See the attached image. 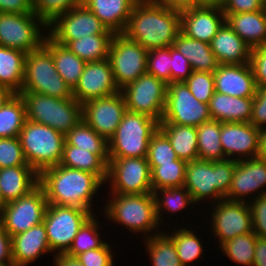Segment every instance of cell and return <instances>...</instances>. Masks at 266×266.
<instances>
[{"label": "cell", "mask_w": 266, "mask_h": 266, "mask_svg": "<svg viewBox=\"0 0 266 266\" xmlns=\"http://www.w3.org/2000/svg\"><path fill=\"white\" fill-rule=\"evenodd\" d=\"M181 13L151 0H138L123 34L146 50L172 46L181 32Z\"/></svg>", "instance_id": "cell-1"}, {"label": "cell", "mask_w": 266, "mask_h": 266, "mask_svg": "<svg viewBox=\"0 0 266 266\" xmlns=\"http://www.w3.org/2000/svg\"><path fill=\"white\" fill-rule=\"evenodd\" d=\"M104 184L93 173L62 165L45 169L39 174V185L48 204L83 208L92 215L93 196Z\"/></svg>", "instance_id": "cell-2"}, {"label": "cell", "mask_w": 266, "mask_h": 266, "mask_svg": "<svg viewBox=\"0 0 266 266\" xmlns=\"http://www.w3.org/2000/svg\"><path fill=\"white\" fill-rule=\"evenodd\" d=\"M236 163L233 159H198L187 162L183 186L189 191L195 203H201L204 199L217 203L228 194Z\"/></svg>", "instance_id": "cell-3"}, {"label": "cell", "mask_w": 266, "mask_h": 266, "mask_svg": "<svg viewBox=\"0 0 266 266\" xmlns=\"http://www.w3.org/2000/svg\"><path fill=\"white\" fill-rule=\"evenodd\" d=\"M110 197L113 198L111 200L109 198L105 203L106 207H103V214L108 218L107 220L127 227L131 233H140V235L144 233L143 239L160 233L159 230L157 231L160 224L156 215L153 193L112 194Z\"/></svg>", "instance_id": "cell-4"}, {"label": "cell", "mask_w": 266, "mask_h": 266, "mask_svg": "<svg viewBox=\"0 0 266 266\" xmlns=\"http://www.w3.org/2000/svg\"><path fill=\"white\" fill-rule=\"evenodd\" d=\"M27 164L38 174L59 165L65 135L50 126L26 120L18 136Z\"/></svg>", "instance_id": "cell-5"}, {"label": "cell", "mask_w": 266, "mask_h": 266, "mask_svg": "<svg viewBox=\"0 0 266 266\" xmlns=\"http://www.w3.org/2000/svg\"><path fill=\"white\" fill-rule=\"evenodd\" d=\"M26 120L50 126L66 135L82 120V104L74 97L60 99L36 92H20Z\"/></svg>", "instance_id": "cell-6"}, {"label": "cell", "mask_w": 266, "mask_h": 266, "mask_svg": "<svg viewBox=\"0 0 266 266\" xmlns=\"http://www.w3.org/2000/svg\"><path fill=\"white\" fill-rule=\"evenodd\" d=\"M158 128L159 122L154 118L127 110L108 140L109 158L147 157L151 136Z\"/></svg>", "instance_id": "cell-7"}, {"label": "cell", "mask_w": 266, "mask_h": 266, "mask_svg": "<svg viewBox=\"0 0 266 266\" xmlns=\"http://www.w3.org/2000/svg\"><path fill=\"white\" fill-rule=\"evenodd\" d=\"M21 92H36L60 99L73 97V90L56 71L52 54L43 45L26 55Z\"/></svg>", "instance_id": "cell-8"}, {"label": "cell", "mask_w": 266, "mask_h": 266, "mask_svg": "<svg viewBox=\"0 0 266 266\" xmlns=\"http://www.w3.org/2000/svg\"><path fill=\"white\" fill-rule=\"evenodd\" d=\"M40 25V26H39ZM47 25L34 13H0V46L28 54L44 42ZM41 29V30H40Z\"/></svg>", "instance_id": "cell-9"}, {"label": "cell", "mask_w": 266, "mask_h": 266, "mask_svg": "<svg viewBox=\"0 0 266 266\" xmlns=\"http://www.w3.org/2000/svg\"><path fill=\"white\" fill-rule=\"evenodd\" d=\"M92 214L83 208L48 204L43 223L51 253L65 254L80 227ZM57 250V251H56Z\"/></svg>", "instance_id": "cell-10"}, {"label": "cell", "mask_w": 266, "mask_h": 266, "mask_svg": "<svg viewBox=\"0 0 266 266\" xmlns=\"http://www.w3.org/2000/svg\"><path fill=\"white\" fill-rule=\"evenodd\" d=\"M147 53L148 50L141 44L129 39L123 33L113 35L108 59L119 90L147 73Z\"/></svg>", "instance_id": "cell-11"}, {"label": "cell", "mask_w": 266, "mask_h": 266, "mask_svg": "<svg viewBox=\"0 0 266 266\" xmlns=\"http://www.w3.org/2000/svg\"><path fill=\"white\" fill-rule=\"evenodd\" d=\"M48 202L38 184L25 196L6 203L0 211V226L12 237L43 222Z\"/></svg>", "instance_id": "cell-12"}, {"label": "cell", "mask_w": 266, "mask_h": 266, "mask_svg": "<svg viewBox=\"0 0 266 266\" xmlns=\"http://www.w3.org/2000/svg\"><path fill=\"white\" fill-rule=\"evenodd\" d=\"M168 84L145 73L121 91L127 110L154 118L159 123L166 105Z\"/></svg>", "instance_id": "cell-13"}, {"label": "cell", "mask_w": 266, "mask_h": 266, "mask_svg": "<svg viewBox=\"0 0 266 266\" xmlns=\"http://www.w3.org/2000/svg\"><path fill=\"white\" fill-rule=\"evenodd\" d=\"M108 181L111 194L153 193L151 169L146 157L109 158Z\"/></svg>", "instance_id": "cell-14"}, {"label": "cell", "mask_w": 266, "mask_h": 266, "mask_svg": "<svg viewBox=\"0 0 266 266\" xmlns=\"http://www.w3.org/2000/svg\"><path fill=\"white\" fill-rule=\"evenodd\" d=\"M48 36L56 43L65 46L69 41L88 35L114 34L83 3L66 13L58 15L47 25ZM50 28V30H49Z\"/></svg>", "instance_id": "cell-15"}, {"label": "cell", "mask_w": 266, "mask_h": 266, "mask_svg": "<svg viewBox=\"0 0 266 266\" xmlns=\"http://www.w3.org/2000/svg\"><path fill=\"white\" fill-rule=\"evenodd\" d=\"M211 119L209 104L198 101L184 82L168 84L165 111L160 123L198 127Z\"/></svg>", "instance_id": "cell-16"}, {"label": "cell", "mask_w": 266, "mask_h": 266, "mask_svg": "<svg viewBox=\"0 0 266 266\" xmlns=\"http://www.w3.org/2000/svg\"><path fill=\"white\" fill-rule=\"evenodd\" d=\"M210 229L218 244H222L229 239L239 235L253 232L252 214L248 202L220 200L211 204Z\"/></svg>", "instance_id": "cell-17"}, {"label": "cell", "mask_w": 266, "mask_h": 266, "mask_svg": "<svg viewBox=\"0 0 266 266\" xmlns=\"http://www.w3.org/2000/svg\"><path fill=\"white\" fill-rule=\"evenodd\" d=\"M127 111L120 92L82 104V119L107 141L114 135Z\"/></svg>", "instance_id": "cell-18"}, {"label": "cell", "mask_w": 266, "mask_h": 266, "mask_svg": "<svg viewBox=\"0 0 266 266\" xmlns=\"http://www.w3.org/2000/svg\"><path fill=\"white\" fill-rule=\"evenodd\" d=\"M120 92L115 83L109 59L88 62L78 84L73 89V97L81 104Z\"/></svg>", "instance_id": "cell-19"}, {"label": "cell", "mask_w": 266, "mask_h": 266, "mask_svg": "<svg viewBox=\"0 0 266 266\" xmlns=\"http://www.w3.org/2000/svg\"><path fill=\"white\" fill-rule=\"evenodd\" d=\"M220 141L227 159L239 161L258 156L259 129L250 122H222Z\"/></svg>", "instance_id": "cell-20"}, {"label": "cell", "mask_w": 266, "mask_h": 266, "mask_svg": "<svg viewBox=\"0 0 266 266\" xmlns=\"http://www.w3.org/2000/svg\"><path fill=\"white\" fill-rule=\"evenodd\" d=\"M265 185L266 160L259 157L239 160L236 163L230 188L225 199L248 202V199L247 201L245 200L246 195L250 197V195L254 194L256 195L254 196L255 198L266 194Z\"/></svg>", "instance_id": "cell-21"}, {"label": "cell", "mask_w": 266, "mask_h": 266, "mask_svg": "<svg viewBox=\"0 0 266 266\" xmlns=\"http://www.w3.org/2000/svg\"><path fill=\"white\" fill-rule=\"evenodd\" d=\"M225 23L221 6H197L181 13V33L187 37L211 43Z\"/></svg>", "instance_id": "cell-22"}, {"label": "cell", "mask_w": 266, "mask_h": 266, "mask_svg": "<svg viewBox=\"0 0 266 266\" xmlns=\"http://www.w3.org/2000/svg\"><path fill=\"white\" fill-rule=\"evenodd\" d=\"M215 91L235 97H254L257 90L250 63L222 64L213 72Z\"/></svg>", "instance_id": "cell-23"}, {"label": "cell", "mask_w": 266, "mask_h": 266, "mask_svg": "<svg viewBox=\"0 0 266 266\" xmlns=\"http://www.w3.org/2000/svg\"><path fill=\"white\" fill-rule=\"evenodd\" d=\"M11 249L12 260L17 266H27L45 253L51 252L44 223L12 236Z\"/></svg>", "instance_id": "cell-24"}, {"label": "cell", "mask_w": 266, "mask_h": 266, "mask_svg": "<svg viewBox=\"0 0 266 266\" xmlns=\"http://www.w3.org/2000/svg\"><path fill=\"white\" fill-rule=\"evenodd\" d=\"M210 46L219 65L250 63L251 47L226 22L213 37Z\"/></svg>", "instance_id": "cell-25"}, {"label": "cell", "mask_w": 266, "mask_h": 266, "mask_svg": "<svg viewBox=\"0 0 266 266\" xmlns=\"http://www.w3.org/2000/svg\"><path fill=\"white\" fill-rule=\"evenodd\" d=\"M138 0H82L106 28L114 34L123 33Z\"/></svg>", "instance_id": "cell-26"}, {"label": "cell", "mask_w": 266, "mask_h": 266, "mask_svg": "<svg viewBox=\"0 0 266 266\" xmlns=\"http://www.w3.org/2000/svg\"><path fill=\"white\" fill-rule=\"evenodd\" d=\"M38 184L39 174L29 165L0 169V188L5 203L25 196Z\"/></svg>", "instance_id": "cell-27"}, {"label": "cell", "mask_w": 266, "mask_h": 266, "mask_svg": "<svg viewBox=\"0 0 266 266\" xmlns=\"http://www.w3.org/2000/svg\"><path fill=\"white\" fill-rule=\"evenodd\" d=\"M253 97H235L214 92L209 102L213 120L222 122H250Z\"/></svg>", "instance_id": "cell-28"}, {"label": "cell", "mask_w": 266, "mask_h": 266, "mask_svg": "<svg viewBox=\"0 0 266 266\" xmlns=\"http://www.w3.org/2000/svg\"><path fill=\"white\" fill-rule=\"evenodd\" d=\"M225 22L251 49L266 44V9L225 14Z\"/></svg>", "instance_id": "cell-29"}, {"label": "cell", "mask_w": 266, "mask_h": 266, "mask_svg": "<svg viewBox=\"0 0 266 266\" xmlns=\"http://www.w3.org/2000/svg\"><path fill=\"white\" fill-rule=\"evenodd\" d=\"M108 163V154H94L79 147L69 145L65 141L59 165L93 173L106 183Z\"/></svg>", "instance_id": "cell-30"}, {"label": "cell", "mask_w": 266, "mask_h": 266, "mask_svg": "<svg viewBox=\"0 0 266 266\" xmlns=\"http://www.w3.org/2000/svg\"><path fill=\"white\" fill-rule=\"evenodd\" d=\"M172 47L188 59L193 71L213 73L219 66L209 43L191 39L180 32Z\"/></svg>", "instance_id": "cell-31"}, {"label": "cell", "mask_w": 266, "mask_h": 266, "mask_svg": "<svg viewBox=\"0 0 266 266\" xmlns=\"http://www.w3.org/2000/svg\"><path fill=\"white\" fill-rule=\"evenodd\" d=\"M43 46L52 54L56 71L73 90L79 82L86 62L48 35H45Z\"/></svg>", "instance_id": "cell-32"}, {"label": "cell", "mask_w": 266, "mask_h": 266, "mask_svg": "<svg viewBox=\"0 0 266 266\" xmlns=\"http://www.w3.org/2000/svg\"><path fill=\"white\" fill-rule=\"evenodd\" d=\"M26 53L0 46V86L20 94L24 79Z\"/></svg>", "instance_id": "cell-33"}, {"label": "cell", "mask_w": 266, "mask_h": 266, "mask_svg": "<svg viewBox=\"0 0 266 266\" xmlns=\"http://www.w3.org/2000/svg\"><path fill=\"white\" fill-rule=\"evenodd\" d=\"M159 129L168 137L179 159L186 162L199 159L196 127L159 123Z\"/></svg>", "instance_id": "cell-34"}, {"label": "cell", "mask_w": 266, "mask_h": 266, "mask_svg": "<svg viewBox=\"0 0 266 266\" xmlns=\"http://www.w3.org/2000/svg\"><path fill=\"white\" fill-rule=\"evenodd\" d=\"M113 35H88V37H80V39L69 41L65 46L86 63L101 61L108 58Z\"/></svg>", "instance_id": "cell-35"}, {"label": "cell", "mask_w": 266, "mask_h": 266, "mask_svg": "<svg viewBox=\"0 0 266 266\" xmlns=\"http://www.w3.org/2000/svg\"><path fill=\"white\" fill-rule=\"evenodd\" d=\"M199 160L218 161L227 159L224 156L221 141V122L209 120L196 127Z\"/></svg>", "instance_id": "cell-36"}, {"label": "cell", "mask_w": 266, "mask_h": 266, "mask_svg": "<svg viewBox=\"0 0 266 266\" xmlns=\"http://www.w3.org/2000/svg\"><path fill=\"white\" fill-rule=\"evenodd\" d=\"M26 121V107L20 94H13L0 108V138L18 137Z\"/></svg>", "instance_id": "cell-37"}, {"label": "cell", "mask_w": 266, "mask_h": 266, "mask_svg": "<svg viewBox=\"0 0 266 266\" xmlns=\"http://www.w3.org/2000/svg\"><path fill=\"white\" fill-rule=\"evenodd\" d=\"M161 193V194H160ZM158 194H160L158 196ZM153 196L156 206V215L159 224L163 222L162 213H175L183 210L188 205L196 204L189 191L184 186L159 188L153 191ZM163 211V212H162Z\"/></svg>", "instance_id": "cell-38"}, {"label": "cell", "mask_w": 266, "mask_h": 266, "mask_svg": "<svg viewBox=\"0 0 266 266\" xmlns=\"http://www.w3.org/2000/svg\"><path fill=\"white\" fill-rule=\"evenodd\" d=\"M144 239L153 266H182L173 240L166 232Z\"/></svg>", "instance_id": "cell-39"}, {"label": "cell", "mask_w": 266, "mask_h": 266, "mask_svg": "<svg viewBox=\"0 0 266 266\" xmlns=\"http://www.w3.org/2000/svg\"><path fill=\"white\" fill-rule=\"evenodd\" d=\"M65 141L94 154H108V141L83 119L65 135Z\"/></svg>", "instance_id": "cell-40"}, {"label": "cell", "mask_w": 266, "mask_h": 266, "mask_svg": "<svg viewBox=\"0 0 266 266\" xmlns=\"http://www.w3.org/2000/svg\"><path fill=\"white\" fill-rule=\"evenodd\" d=\"M167 234L174 242L175 248L177 250V255L180 259L182 266L191 265L190 262L198 260L199 257L203 255V247L201 240L196 236L193 230L187 228H179L170 231ZM201 255V256H200Z\"/></svg>", "instance_id": "cell-41"}, {"label": "cell", "mask_w": 266, "mask_h": 266, "mask_svg": "<svg viewBox=\"0 0 266 266\" xmlns=\"http://www.w3.org/2000/svg\"><path fill=\"white\" fill-rule=\"evenodd\" d=\"M187 162L181 159L160 166H150L153 191L159 188L183 186Z\"/></svg>", "instance_id": "cell-42"}, {"label": "cell", "mask_w": 266, "mask_h": 266, "mask_svg": "<svg viewBox=\"0 0 266 266\" xmlns=\"http://www.w3.org/2000/svg\"><path fill=\"white\" fill-rule=\"evenodd\" d=\"M256 237L254 232L246 233L225 241L219 247L231 261L243 266H252Z\"/></svg>", "instance_id": "cell-43"}, {"label": "cell", "mask_w": 266, "mask_h": 266, "mask_svg": "<svg viewBox=\"0 0 266 266\" xmlns=\"http://www.w3.org/2000/svg\"><path fill=\"white\" fill-rule=\"evenodd\" d=\"M98 228H100L99 222L94 215H91L80 227L78 234L65 254L71 257H77L81 253L101 248L106 241L101 240L102 238Z\"/></svg>", "instance_id": "cell-44"}, {"label": "cell", "mask_w": 266, "mask_h": 266, "mask_svg": "<svg viewBox=\"0 0 266 266\" xmlns=\"http://www.w3.org/2000/svg\"><path fill=\"white\" fill-rule=\"evenodd\" d=\"M146 158L150 166H160L179 159L170 140L159 128L151 136Z\"/></svg>", "instance_id": "cell-45"}, {"label": "cell", "mask_w": 266, "mask_h": 266, "mask_svg": "<svg viewBox=\"0 0 266 266\" xmlns=\"http://www.w3.org/2000/svg\"><path fill=\"white\" fill-rule=\"evenodd\" d=\"M147 73L170 84L171 46L148 50Z\"/></svg>", "instance_id": "cell-46"}, {"label": "cell", "mask_w": 266, "mask_h": 266, "mask_svg": "<svg viewBox=\"0 0 266 266\" xmlns=\"http://www.w3.org/2000/svg\"><path fill=\"white\" fill-rule=\"evenodd\" d=\"M192 95L200 102L209 104L215 92V80L213 73L192 71L184 81Z\"/></svg>", "instance_id": "cell-47"}, {"label": "cell", "mask_w": 266, "mask_h": 266, "mask_svg": "<svg viewBox=\"0 0 266 266\" xmlns=\"http://www.w3.org/2000/svg\"><path fill=\"white\" fill-rule=\"evenodd\" d=\"M82 3V0H33L34 13L46 24H50L58 15Z\"/></svg>", "instance_id": "cell-48"}, {"label": "cell", "mask_w": 266, "mask_h": 266, "mask_svg": "<svg viewBox=\"0 0 266 266\" xmlns=\"http://www.w3.org/2000/svg\"><path fill=\"white\" fill-rule=\"evenodd\" d=\"M28 165L18 137L0 138V169Z\"/></svg>", "instance_id": "cell-49"}, {"label": "cell", "mask_w": 266, "mask_h": 266, "mask_svg": "<svg viewBox=\"0 0 266 266\" xmlns=\"http://www.w3.org/2000/svg\"><path fill=\"white\" fill-rule=\"evenodd\" d=\"M248 201L252 214V227L256 236L266 238V194Z\"/></svg>", "instance_id": "cell-50"}, {"label": "cell", "mask_w": 266, "mask_h": 266, "mask_svg": "<svg viewBox=\"0 0 266 266\" xmlns=\"http://www.w3.org/2000/svg\"><path fill=\"white\" fill-rule=\"evenodd\" d=\"M111 247L106 242L101 248L81 253L76 258L84 266H114Z\"/></svg>", "instance_id": "cell-51"}, {"label": "cell", "mask_w": 266, "mask_h": 266, "mask_svg": "<svg viewBox=\"0 0 266 266\" xmlns=\"http://www.w3.org/2000/svg\"><path fill=\"white\" fill-rule=\"evenodd\" d=\"M250 65L257 88L266 89V44L251 49Z\"/></svg>", "instance_id": "cell-52"}, {"label": "cell", "mask_w": 266, "mask_h": 266, "mask_svg": "<svg viewBox=\"0 0 266 266\" xmlns=\"http://www.w3.org/2000/svg\"><path fill=\"white\" fill-rule=\"evenodd\" d=\"M192 71L188 59L171 46L170 83L184 82Z\"/></svg>", "instance_id": "cell-53"}, {"label": "cell", "mask_w": 266, "mask_h": 266, "mask_svg": "<svg viewBox=\"0 0 266 266\" xmlns=\"http://www.w3.org/2000/svg\"><path fill=\"white\" fill-rule=\"evenodd\" d=\"M250 123L258 129L266 127V89L257 88L256 90Z\"/></svg>", "instance_id": "cell-54"}, {"label": "cell", "mask_w": 266, "mask_h": 266, "mask_svg": "<svg viewBox=\"0 0 266 266\" xmlns=\"http://www.w3.org/2000/svg\"><path fill=\"white\" fill-rule=\"evenodd\" d=\"M224 14H237L263 10L262 0H223L221 5Z\"/></svg>", "instance_id": "cell-55"}, {"label": "cell", "mask_w": 266, "mask_h": 266, "mask_svg": "<svg viewBox=\"0 0 266 266\" xmlns=\"http://www.w3.org/2000/svg\"><path fill=\"white\" fill-rule=\"evenodd\" d=\"M32 13L33 0H0V13Z\"/></svg>", "instance_id": "cell-56"}, {"label": "cell", "mask_w": 266, "mask_h": 266, "mask_svg": "<svg viewBox=\"0 0 266 266\" xmlns=\"http://www.w3.org/2000/svg\"><path fill=\"white\" fill-rule=\"evenodd\" d=\"M13 262L11 236L0 226V264Z\"/></svg>", "instance_id": "cell-57"}, {"label": "cell", "mask_w": 266, "mask_h": 266, "mask_svg": "<svg viewBox=\"0 0 266 266\" xmlns=\"http://www.w3.org/2000/svg\"><path fill=\"white\" fill-rule=\"evenodd\" d=\"M151 1L163 5L167 9L180 13L195 7V0H151Z\"/></svg>", "instance_id": "cell-58"}, {"label": "cell", "mask_w": 266, "mask_h": 266, "mask_svg": "<svg viewBox=\"0 0 266 266\" xmlns=\"http://www.w3.org/2000/svg\"><path fill=\"white\" fill-rule=\"evenodd\" d=\"M252 266H266V238L256 237L254 260Z\"/></svg>", "instance_id": "cell-59"}, {"label": "cell", "mask_w": 266, "mask_h": 266, "mask_svg": "<svg viewBox=\"0 0 266 266\" xmlns=\"http://www.w3.org/2000/svg\"><path fill=\"white\" fill-rule=\"evenodd\" d=\"M55 266H84L76 257L67 254L54 255Z\"/></svg>", "instance_id": "cell-60"}, {"label": "cell", "mask_w": 266, "mask_h": 266, "mask_svg": "<svg viewBox=\"0 0 266 266\" xmlns=\"http://www.w3.org/2000/svg\"><path fill=\"white\" fill-rule=\"evenodd\" d=\"M259 152L258 156L266 160V127L259 129Z\"/></svg>", "instance_id": "cell-61"}, {"label": "cell", "mask_w": 266, "mask_h": 266, "mask_svg": "<svg viewBox=\"0 0 266 266\" xmlns=\"http://www.w3.org/2000/svg\"><path fill=\"white\" fill-rule=\"evenodd\" d=\"M13 94L9 89L0 86V108Z\"/></svg>", "instance_id": "cell-62"}, {"label": "cell", "mask_w": 266, "mask_h": 266, "mask_svg": "<svg viewBox=\"0 0 266 266\" xmlns=\"http://www.w3.org/2000/svg\"><path fill=\"white\" fill-rule=\"evenodd\" d=\"M223 0H195V7L197 6H221Z\"/></svg>", "instance_id": "cell-63"}, {"label": "cell", "mask_w": 266, "mask_h": 266, "mask_svg": "<svg viewBox=\"0 0 266 266\" xmlns=\"http://www.w3.org/2000/svg\"><path fill=\"white\" fill-rule=\"evenodd\" d=\"M6 203L3 201V196H2V191L0 188V211L2 209V207L5 205Z\"/></svg>", "instance_id": "cell-64"}, {"label": "cell", "mask_w": 266, "mask_h": 266, "mask_svg": "<svg viewBox=\"0 0 266 266\" xmlns=\"http://www.w3.org/2000/svg\"><path fill=\"white\" fill-rule=\"evenodd\" d=\"M0 266H17L14 262L0 264Z\"/></svg>", "instance_id": "cell-65"}, {"label": "cell", "mask_w": 266, "mask_h": 266, "mask_svg": "<svg viewBox=\"0 0 266 266\" xmlns=\"http://www.w3.org/2000/svg\"><path fill=\"white\" fill-rule=\"evenodd\" d=\"M263 2V7L266 9V0H262Z\"/></svg>", "instance_id": "cell-66"}]
</instances>
